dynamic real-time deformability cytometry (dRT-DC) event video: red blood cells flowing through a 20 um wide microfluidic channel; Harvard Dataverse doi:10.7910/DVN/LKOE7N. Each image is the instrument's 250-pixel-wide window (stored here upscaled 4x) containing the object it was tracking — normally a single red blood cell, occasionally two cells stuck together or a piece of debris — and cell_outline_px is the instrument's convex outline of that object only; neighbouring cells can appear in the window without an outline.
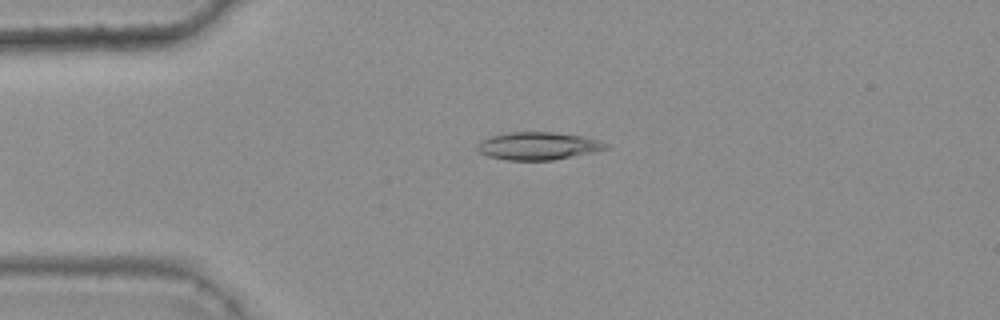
{"species": "common noctule bat (a hibernating species)", "species_latin": "Nyctalus noctula", "temperature_condition": "warm", "stored_images_in_passage": 49, "camera_frame_rate_fps": 3000, "um_per_image_px": 0.085, "animal": {"sex": "female", "body_mass_g": 25.1}, "frame": {"image": 1, "passage_image": 13, "time_ms": 4.0, "image_size_px": [1000, 320], "cell_outline_px": [[608, 148], [596, 152], [552, 160], [508, 160], [488, 156], [480, 152], [476, 148], [476, 144], [488, 136], [508, 132], [552, 132], [584, 136], [608, 144]], "centroid_in_image_um": [45.72, 12.4], "position_along_channel_um": 39.3, "area_um2": 20.81}}
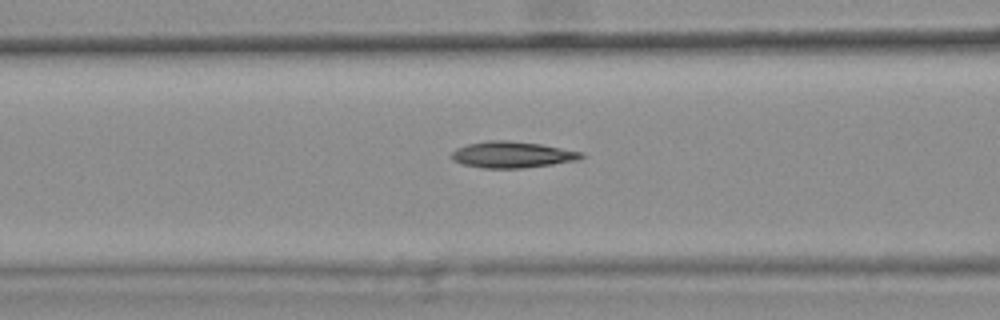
{"frame": {"image": 2, "passage_image": 22, "time_ms": 7.0, "image_size_px": [1000, 320], "cell_outline_px": [[584, 156], [580, 160], [524, 168], [480, 168], [464, 164], [452, 160], [448, 156], [456, 148], [468, 144], [488, 140], [508, 140], [540, 144], [584, 152]], "centroid_in_image_um": [43.52, 13.15], "position_along_channel_um": 123.1, "area_um2": 20.06}}
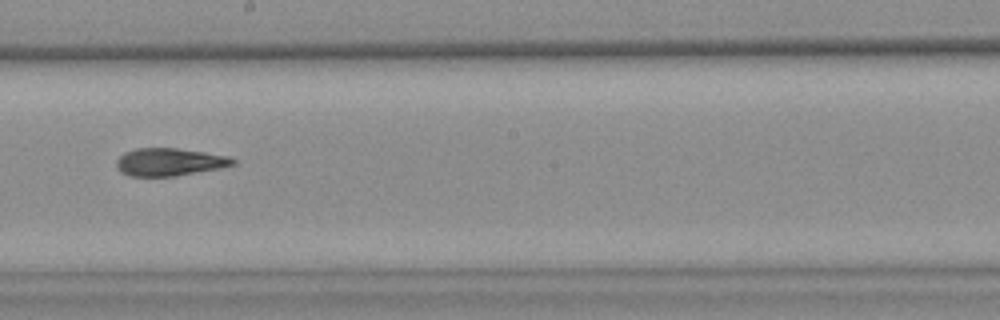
{"frame": {"image": 3, "passage_image": 31, "time_ms": 10.0, "image_size_px": [1000, 320], "cell_outline_px": [[236, 164], [176, 176], [128, 176], [120, 172], [116, 168], [116, 160], [124, 152], [136, 148], [176, 148], [204, 152], [228, 156], [236, 160]], "centroid_in_image_um": [14.34, 13.77], "position_along_channel_um": 233.9, "area_um2": 18.73}, "authors_computed_cell_mechanics": {"area_um2": 19.5364, "velocity_mm_per_s": 3.7024, "shape_relaxation_time_tau1_ms": null, "shape_relaxation_time_tau2_ms": 4.8884, "deformation_change_tau1": null, "deformation_change_tau2": 0.1524}}